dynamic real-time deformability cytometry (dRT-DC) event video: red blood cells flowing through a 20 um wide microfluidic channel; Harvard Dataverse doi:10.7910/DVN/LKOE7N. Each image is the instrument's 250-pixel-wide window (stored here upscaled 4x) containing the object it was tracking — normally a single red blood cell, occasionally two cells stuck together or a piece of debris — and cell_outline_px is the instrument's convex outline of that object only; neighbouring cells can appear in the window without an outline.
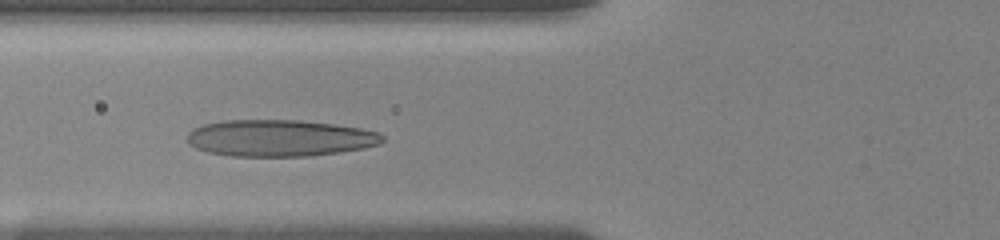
{"species": "human", "species_latin": "Homo sapiens", "temperature_condition": "room temperature", "stored_images_in_passage": 46, "camera_frame_rate_fps": 3000, "um_per_image_px": 0.085, "donor": {"sex": "female"}, "frame": {"image": 1, "passage_image": 4, "time_ms": 1.0, "image_size_px": [1000, 240], "cell_outline_px": [[384, 140], [380, 144], [364, 148], [312, 156], [232, 156], [208, 152], [196, 148], [188, 144], [188, 132], [192, 128], [204, 124], [224, 120], [300, 120], [332, 124], [360, 128], [376, 132], [384, 136]], "centroid_in_image_um": [23.75, 11.74], "position_along_channel_um": 102.0, "area_um2": 41.73}}
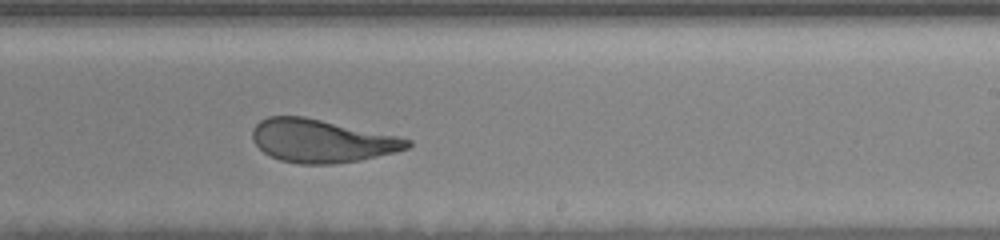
{"frame": {"image": 2, "passage_image": 25, "time_ms": 5.333, "image_size_px": [1000, 240], "cell_outline_px": [[412, 144], [408, 148], [396, 152], [360, 160], [332, 164], [300, 164], [280, 160], [264, 152], [252, 140], [252, 128], [260, 120], [268, 116], [304, 116], [396, 136], [412, 140]], "centroid_in_image_um": [27.32, 11.97], "position_along_channel_um": 261.7, "area_um2": 38.73}}
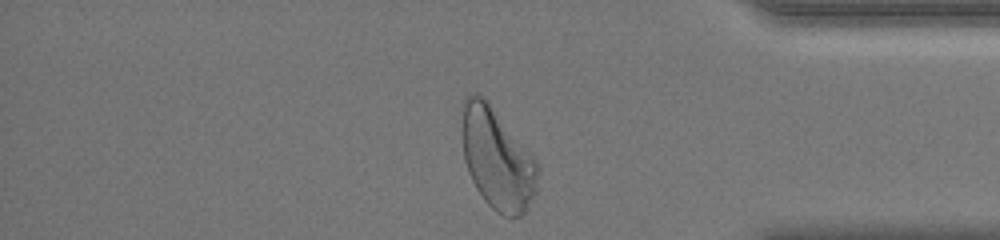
{"frame": {"image": 3, "passage_image": 45, "time_ms": 9.333, "image_size_px": [1000, 240], "cell_outline_px": [[540, 172], [536, 192], [524, 216], [504, 216], [496, 212], [484, 200], [476, 188], [468, 172], [464, 160], [460, 132], [460, 128], [464, 96], [472, 92], [480, 92], [488, 100], [540, 164]], "centroid_in_image_um": [42.25, 13.46], "position_along_channel_um": 392.9, "area_um2": 45.89}, "authors_computed_cell_mechanics": {"area_um2": 39.5641, "velocity_mm_per_s": 3.6797, "shape_relaxation_time_tau1_ms": 5.6404, "shape_relaxation_time_tau2_ms": 1.1078, "deformation_change_tau1": 0.2109, "deformation_change_tau2": 0.0847}}